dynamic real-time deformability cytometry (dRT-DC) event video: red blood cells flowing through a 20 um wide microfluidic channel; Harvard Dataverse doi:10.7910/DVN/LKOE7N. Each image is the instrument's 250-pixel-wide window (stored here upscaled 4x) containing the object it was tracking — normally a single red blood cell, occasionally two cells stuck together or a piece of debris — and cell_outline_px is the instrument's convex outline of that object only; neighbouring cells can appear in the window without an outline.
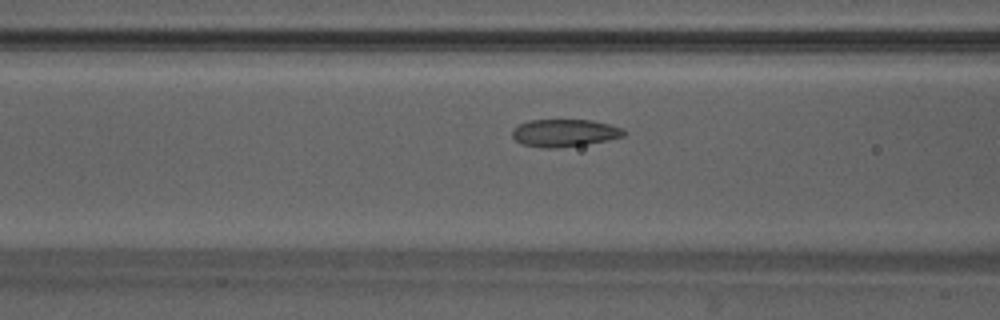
{"species": "Egyptian fruit bat (a non-hibernating species)", "species_latin": "Rousettus aegyptiacus", "temperature_condition": "warm", "stored_images_in_passage": 40, "camera_frame_rate_fps": 3000, "um_per_image_px": 0.085, "animal": {"sex": "male"}, "frame": {"image": 1, "passage_image": 11, "time_ms": 3.333, "image_size_px": [1000, 320], "cell_outline_px": [[628, 132], [624, 136], [608, 140], [584, 144], [556, 148], [544, 148], [520, 144], [512, 136], [512, 128], [528, 120], [592, 120], [624, 128]], "centroid_in_image_um": [47.98, 11.29], "position_along_channel_um": 118.6, "area_um2": 17.98}}
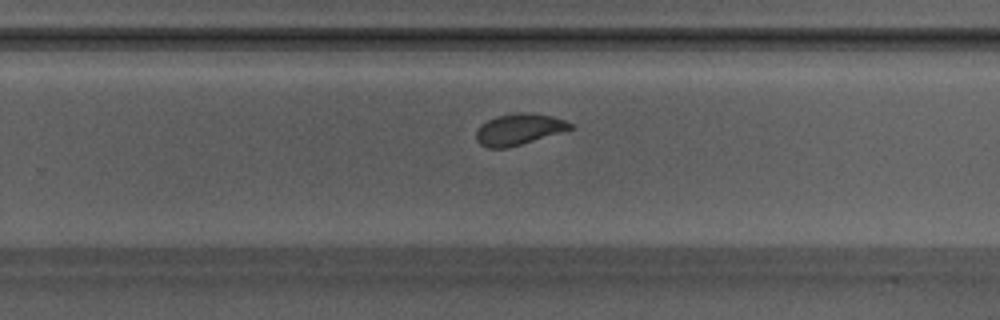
{"frame": {"image": 2, "passage_image": 23, "time_ms": 7.333, "image_size_px": [1000, 320], "cell_outline_px": [[576, 128], [508, 148], [488, 148], [480, 144], [476, 140], [476, 132], [480, 124], [496, 116], [516, 112], [532, 112], [552, 116], [564, 120], [572, 124]], "centroid_in_image_um": [44.11, 10.98], "position_along_channel_um": 285.7, "area_um2": 17.34}}
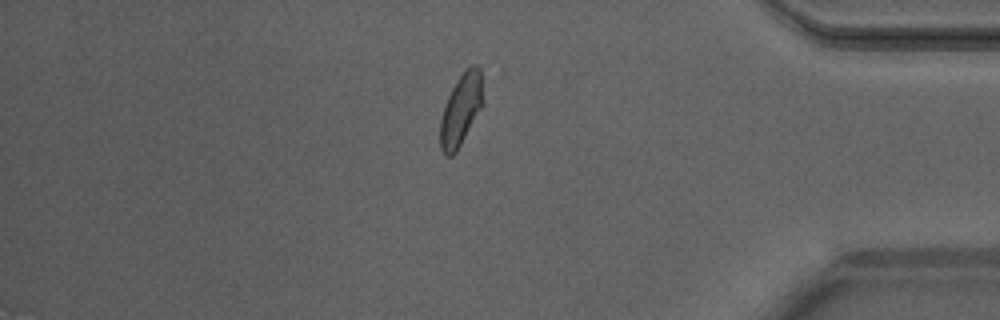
{"frame": {"image": 3, "passage_image": 33, "time_ms": 10.667, "image_size_px": [1000, 320], "cell_outline_px": [[484, 104], [456, 152], [452, 156], [444, 156], [440, 148], [440, 120], [444, 104], [456, 80], [472, 64], [476, 64], [480, 68]], "centroid_in_image_um": [39.18, 9.34], "position_along_channel_um": 396.0, "area_um2": 17.98}, "authors_computed_cell_mechanics": {"area_um2": 17.8024, "velocity_mm_per_s": 4.1851, "shape_relaxation_time_tau1_ms": 3.403, "shape_relaxation_time_tau2_ms": 1.4849, "deformation_change_tau1": 0.1418, "deformation_change_tau2": 0.0619}}